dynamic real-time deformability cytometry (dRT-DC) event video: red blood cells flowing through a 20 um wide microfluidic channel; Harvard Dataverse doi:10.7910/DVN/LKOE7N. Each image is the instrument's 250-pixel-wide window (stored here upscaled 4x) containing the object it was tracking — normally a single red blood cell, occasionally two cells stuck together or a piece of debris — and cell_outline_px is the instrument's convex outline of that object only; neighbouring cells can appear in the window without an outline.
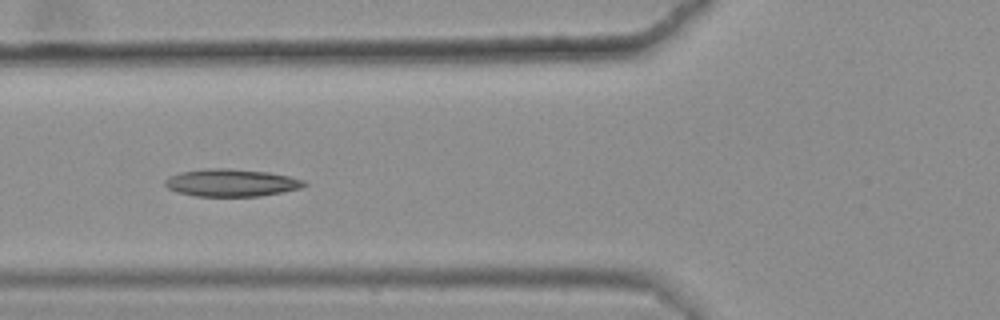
{"species": "common noctule bat (a hibernating species)", "species_latin": "Nyctalus noctula", "temperature_condition": "warm", "stored_images_in_passage": 48, "camera_frame_rate_fps": 3000, "um_per_image_px": 0.085, "animal": {"sex": "female", "body_mass_g": 25.1}, "frame": {"image": 1, "passage_image": 21, "time_ms": 6.667, "image_size_px": [1000, 320], "cell_outline_px": [[308, 184], [300, 188], [260, 196], [196, 196], [176, 192], [168, 188], [164, 184], [164, 180], [168, 176], [180, 172], [212, 168], [228, 168], [268, 172], [288, 176], [304, 180]], "centroid_in_image_um": [19.63, 15.53], "position_along_channel_um": 106.2, "area_um2": 22.2}, "authors_computed_cell_mechanics": {"area_um2": 21.5594, "velocity_mm_per_s": 3.6262, "shape_relaxation_time_tau1_ms": null, "shape_relaxation_time_tau2_ms": 2.7975, "deformation_change_tau1": null, "deformation_change_tau2": 0.0967}}